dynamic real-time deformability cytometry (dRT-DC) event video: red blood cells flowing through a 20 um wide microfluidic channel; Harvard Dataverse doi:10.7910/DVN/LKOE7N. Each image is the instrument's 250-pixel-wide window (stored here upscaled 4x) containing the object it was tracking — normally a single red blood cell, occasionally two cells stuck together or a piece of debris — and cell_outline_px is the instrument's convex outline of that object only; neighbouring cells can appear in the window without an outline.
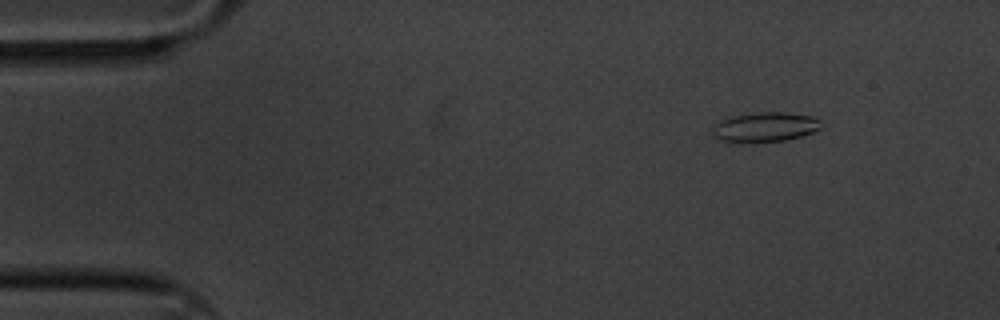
{"species": "common noctule bat (a hibernating species)", "species_latin": "Nyctalus noctula", "temperature_condition": "cold", "stored_images_in_passage": 6, "camera_frame_rate_fps": 3000, "um_per_image_px": 0.085, "animal": {"sex": "male", "body_mass_g": 20.1, "forearm_length_mm": 53.5}, "frame": {"image": 1, "passage_image": 6, "time_ms": 1.667, "image_size_px": [1000, 320], "cell_outline_px": [[820, 128], [812, 132], [800, 136], [784, 140], [720, 140], [712, 136], [712, 128], [724, 116], [760, 112], [788, 112], [812, 116], [820, 120]], "centroid_in_image_um": [65.0, 10.74], "position_along_channel_um": 20.0, "area_um2": 18.32}}